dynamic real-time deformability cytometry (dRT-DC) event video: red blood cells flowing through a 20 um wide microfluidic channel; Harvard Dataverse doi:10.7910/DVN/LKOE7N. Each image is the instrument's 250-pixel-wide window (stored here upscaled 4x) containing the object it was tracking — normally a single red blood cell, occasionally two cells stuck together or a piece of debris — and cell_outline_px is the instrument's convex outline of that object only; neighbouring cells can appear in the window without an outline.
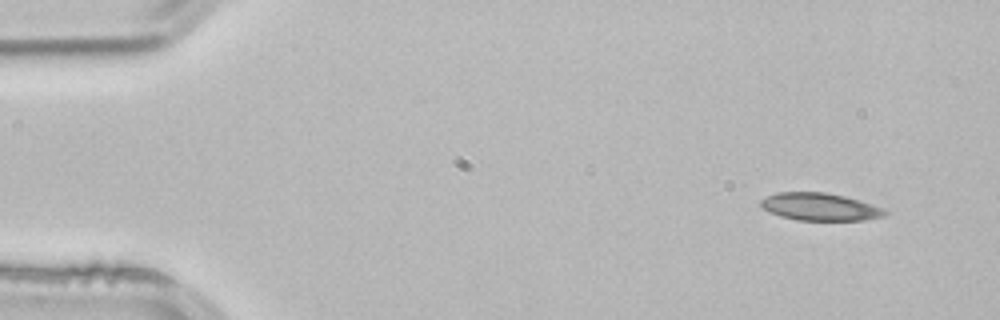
{"species": "common noctule bat (a hibernating species)", "species_latin": "Nyctalus noctula", "temperature_condition": "room temperature", "stored_images_in_passage": 4, "segment_of_instrument_passage": [1, 2], "camera_frame_rate_fps": 3000, "um_per_image_px": 0.085, "animal": {"sex": "male", "body_mass_g": 21.5, "forearm_length_mm": 52.0}, "frame": {"image": 1, "passage_image": 1, "time_ms": 0.0, "image_size_px": [1000, 320], "cell_outline_px": [[888, 212], [884, 216], [864, 220], [796, 220], [780, 216], [768, 212], [760, 204], [760, 200], [776, 192], [824, 192], [844, 196], [860, 200], [884, 208]], "centroid_in_image_um": [69.7, 17.58], "position_along_channel_um": 15.3, "area_um2": 19.94}}